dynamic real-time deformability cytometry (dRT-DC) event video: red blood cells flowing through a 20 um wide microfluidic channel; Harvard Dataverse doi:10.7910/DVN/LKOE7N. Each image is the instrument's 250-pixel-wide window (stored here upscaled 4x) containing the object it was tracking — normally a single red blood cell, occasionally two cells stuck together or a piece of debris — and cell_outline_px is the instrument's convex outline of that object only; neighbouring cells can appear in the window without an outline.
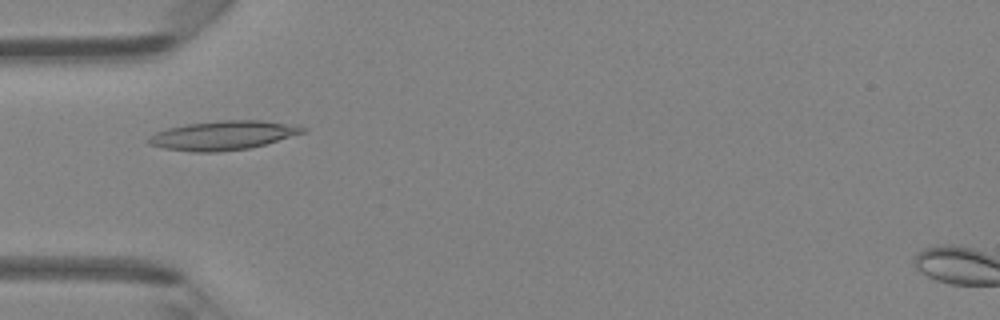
{"species": "Egyptian fruit bat (a non-hibernating species)", "species_latin": "Rousettus aegyptiacus", "temperature_condition": "room temperature", "stored_images_in_passage": 40, "camera_frame_rate_fps": 3000, "um_per_image_px": 0.085, "animal": {"sex": "female"}, "frame": {"image": 1, "passage_image": 8, "time_ms": 2.333, "image_size_px": [1000, 320], "cell_outline_px": [[308, 132], [264, 144], [248, 148], [216, 152], [192, 152], [164, 148], [148, 144], [144, 140], [156, 132], [168, 128], [188, 124], [220, 120], [260, 120], [300, 124], [308, 128]], "centroid_in_image_um": [19.02, 11.49], "position_along_channel_um": 66.0, "area_um2": 26.41}}
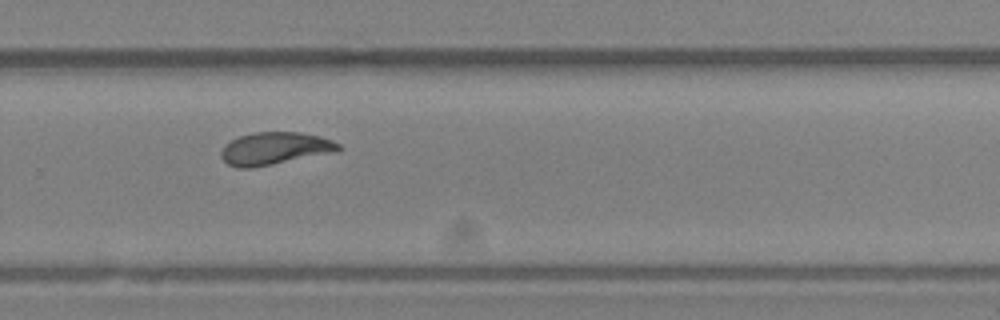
{"frame": {"image": 2, "passage_image": 25, "time_ms": 8.0, "image_size_px": [1000, 320], "cell_outline_px": [[340, 148], [336, 152], [252, 168], [236, 168], [228, 164], [220, 156], [220, 152], [224, 144], [240, 136], [256, 132], [300, 132], [320, 136], [332, 140], [340, 144]], "centroid_in_image_um": [23.34, 12.62], "position_along_channel_um": 306.5, "area_um2": 22.25}}
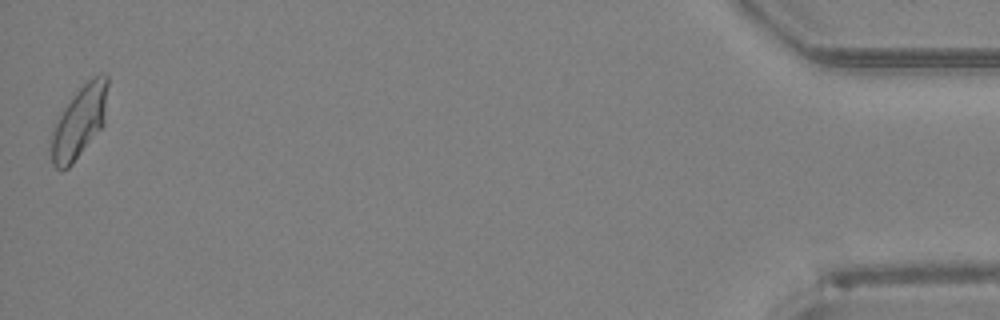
{"frame": {"image": 3, "passage_image": 40, "time_ms": 13.0, "image_size_px": [1000, 320], "cell_outline_px": [[108, 84], [104, 124], [72, 164], [68, 168], [60, 172], [52, 164], [48, 148], [48, 136], [60, 112], [72, 96], [92, 76], [104, 72], [108, 72]], "centroid_in_image_um": [6.68, 10.38], "position_along_channel_um": 428.5, "area_um2": 24.45}, "authors_computed_cell_mechanics": {"area_um2": 22.5998, "velocity_mm_per_s": 4.2546, "shape_relaxation_time_tau1_ms": null, "shape_relaxation_time_tau2_ms": 1.1453, "deformation_change_tau1": null, "deformation_change_tau2": 0.0621}}